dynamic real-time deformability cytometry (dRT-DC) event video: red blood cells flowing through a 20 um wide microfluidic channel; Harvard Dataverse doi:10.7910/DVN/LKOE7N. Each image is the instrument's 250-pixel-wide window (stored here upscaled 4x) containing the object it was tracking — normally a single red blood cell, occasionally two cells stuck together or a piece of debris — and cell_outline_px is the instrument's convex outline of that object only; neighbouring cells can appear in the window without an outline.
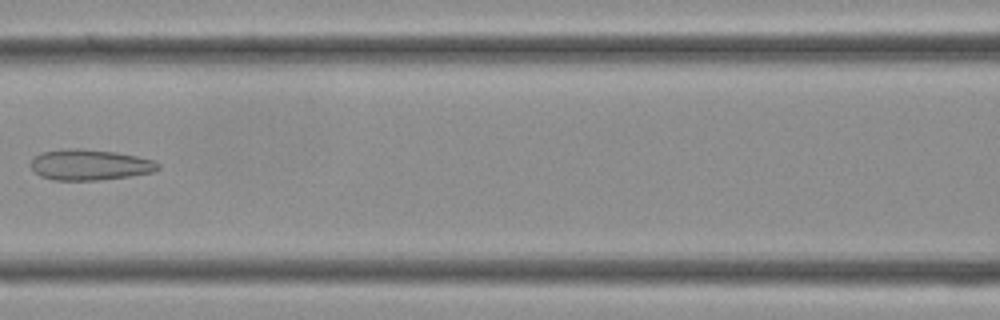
{"species": "Egyptian fruit bat (a non-hibernating species)", "species_latin": "Rousettus aegyptiacus", "temperature_condition": "cold", "stored_images_in_passage": 35, "camera_frame_rate_fps": 3000, "um_per_image_px": 0.085, "frame": {"image": 1, "passage_image": 15, "time_ms": 4.667, "image_size_px": [1000, 320], "cell_outline_px": [[160, 168], [156, 172], [100, 180], [52, 180], [40, 176], [28, 164], [40, 152], [76, 148], [80, 148], [116, 152], [136, 156], [152, 160], [160, 164]], "centroid_in_image_um": [7.64, 14.01], "position_along_channel_um": 159.0, "area_um2": 22.83}}
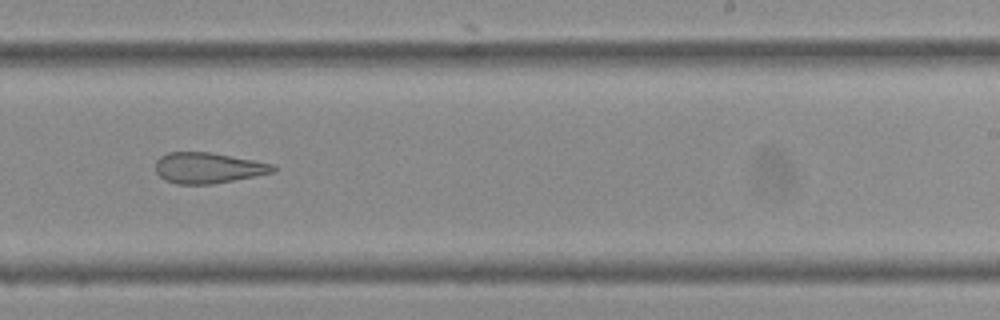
{"frame": {"image": 2, "passage_image": 21, "time_ms": 6.667, "image_size_px": [1000, 320], "cell_outline_px": [[276, 172], [212, 184], [176, 184], [164, 180], [156, 172], [156, 160], [160, 156], [168, 152], [208, 152], [252, 160], [272, 164], [276, 168]], "centroid_in_image_um": [17.65, 14.28], "position_along_channel_um": 271.3, "area_um2": 20.92}}
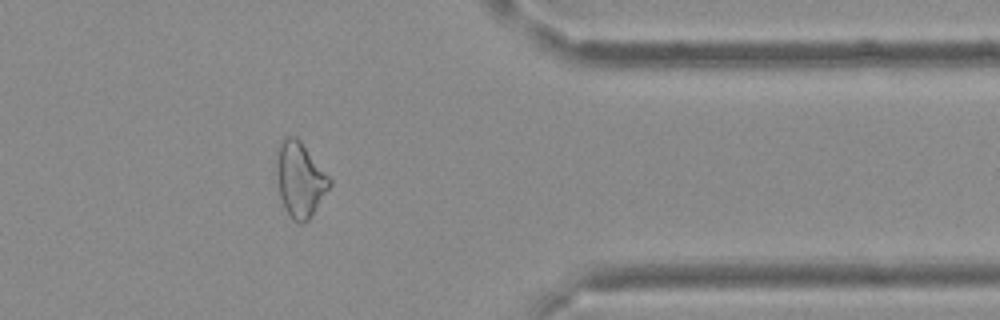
{"frame": {"image": 3, "passage_image": 28, "time_ms": 9.0, "image_size_px": [1000, 320], "cell_outline_px": [[332, 184], [308, 220], [304, 224], [296, 224], [292, 220], [284, 208], [280, 196], [276, 176], [276, 148], [280, 140], [284, 136], [296, 136], [300, 140], [332, 180]], "centroid_in_image_um": [25.46, 15.25], "position_along_channel_um": 385.9, "area_um2": 23.47}}